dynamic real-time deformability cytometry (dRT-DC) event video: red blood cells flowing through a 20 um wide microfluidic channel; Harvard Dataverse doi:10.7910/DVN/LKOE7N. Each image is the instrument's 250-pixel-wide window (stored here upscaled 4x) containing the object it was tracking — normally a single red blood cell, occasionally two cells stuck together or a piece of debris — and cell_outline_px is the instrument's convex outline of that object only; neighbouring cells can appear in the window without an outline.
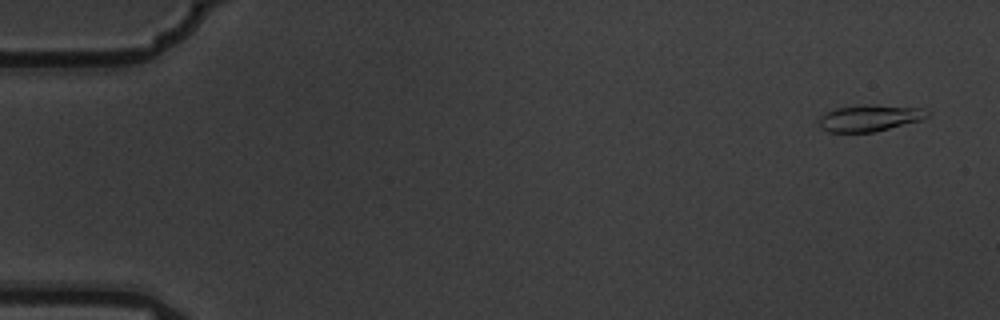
{"species": "common noctule bat (a hibernating species)", "species_latin": "Nyctalus noctula", "temperature_condition": "warm", "stored_images_in_passage": 5, "camera_frame_rate_fps": 3000, "um_per_image_px": 0.085, "animal": {"sex": "male", "body_mass_g": 19.5, "forearm_length_mm": 54.6}, "frame": {"image": 1, "passage_image": 1, "time_ms": 0.0, "image_size_px": [1000, 320], "cell_outline_px": [[932, 112], [928, 116], [920, 120], [876, 132], [828, 132], [820, 128], [816, 124], [820, 116], [824, 112], [836, 108], [864, 104], [872, 104], [920, 108]], "centroid_in_image_um": [73.86, 10.03], "position_along_channel_um": 11.1, "area_um2": 17.05}}
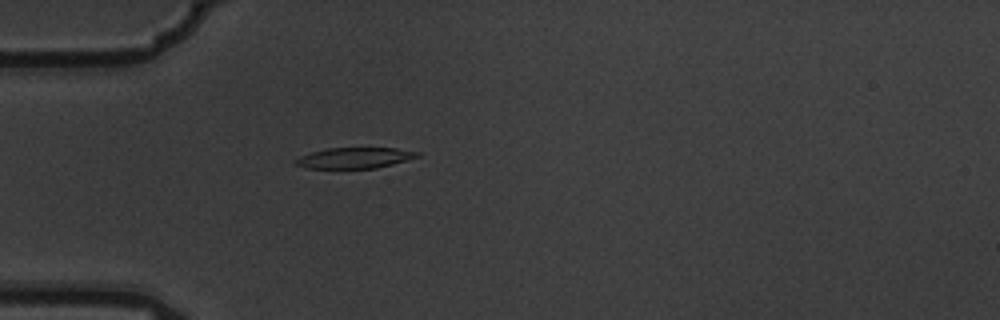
{"frame": {"image": 2, "passage_image": 5, "time_ms": 1.333, "image_size_px": [1000, 320], "cell_outline_px": [[420, 156], [392, 164], [376, 168], [304, 168], [292, 164], [292, 160], [300, 156], [312, 152], [328, 148], [396, 148], [420, 152]], "centroid_in_image_um": [30.08, 13.42], "position_along_channel_um": 54.9, "area_um2": 14.8}}